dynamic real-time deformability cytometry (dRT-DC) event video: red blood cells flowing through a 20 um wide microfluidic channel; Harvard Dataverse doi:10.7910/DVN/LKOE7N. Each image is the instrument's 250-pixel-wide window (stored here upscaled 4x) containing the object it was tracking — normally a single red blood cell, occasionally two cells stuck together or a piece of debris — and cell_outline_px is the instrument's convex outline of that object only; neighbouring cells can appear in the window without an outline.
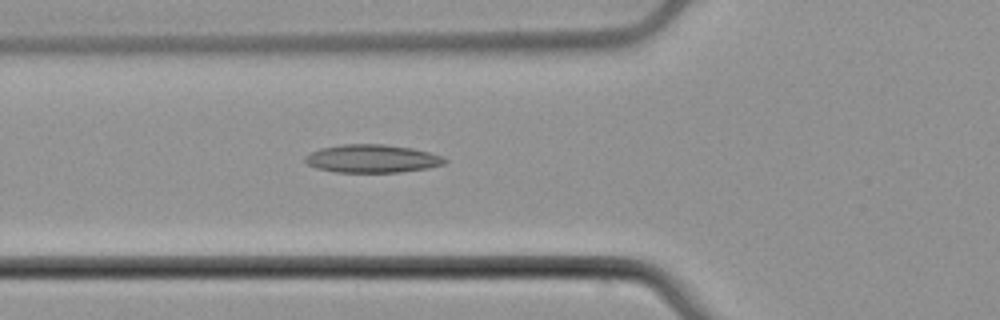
{"species": "common noctule bat (a hibernating species)", "species_latin": "Nyctalus noctula", "temperature_condition": "cold", "stored_images_in_passage": 53, "camera_frame_rate_fps": 3000, "um_per_image_px": 0.085, "animal": {"sex": "male", "body_mass_g": 21.5, "forearm_length_mm": 52.0}, "frame": {"image": 1, "passage_image": 20, "time_ms": 6.333, "image_size_px": [1000, 320], "cell_outline_px": [[448, 160], [444, 164], [428, 168], [400, 172], [336, 172], [316, 168], [308, 164], [304, 160], [304, 156], [320, 148], [340, 144], [384, 144], [412, 148], [428, 152], [440, 156]], "centroid_in_image_um": [31.61, 13.48], "position_along_channel_um": 94.2, "area_um2": 22.83}}
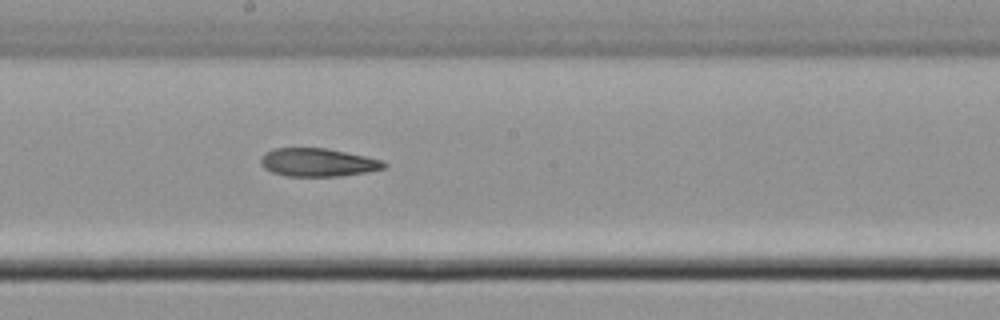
{"frame": {"image": 2, "passage_image": 30, "time_ms": 9.667, "image_size_px": [1000, 320], "cell_outline_px": [[388, 164], [384, 168], [368, 172], [340, 176], [288, 176], [272, 172], [264, 168], [260, 164], [260, 160], [264, 152], [272, 148], [328, 148], [384, 160]], "centroid_in_image_um": [27.02, 13.8], "position_along_channel_um": 221.2, "area_um2": 20.46}}
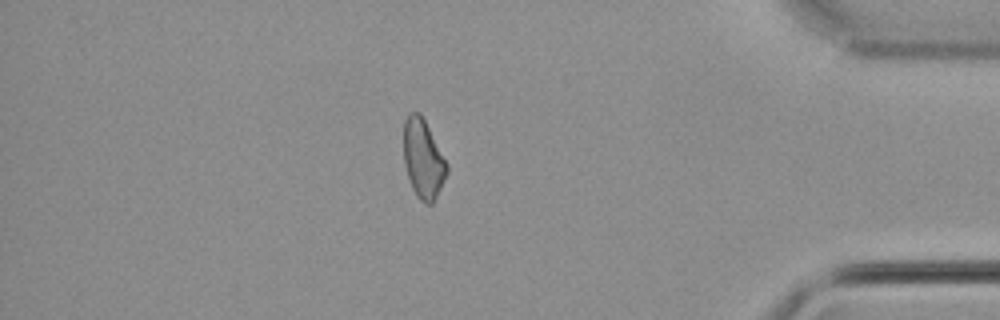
{"frame": {"image": 3, "passage_image": 47, "time_ms": 15.333, "image_size_px": [1000, 320], "cell_outline_px": [[448, 172], [432, 204], [424, 204], [416, 196], [412, 188], [404, 164], [404, 120], [408, 112], [420, 112], [448, 164]], "centroid_in_image_um": [35.96, 13.5], "position_along_channel_um": 399.2, "area_um2": 19.83}}